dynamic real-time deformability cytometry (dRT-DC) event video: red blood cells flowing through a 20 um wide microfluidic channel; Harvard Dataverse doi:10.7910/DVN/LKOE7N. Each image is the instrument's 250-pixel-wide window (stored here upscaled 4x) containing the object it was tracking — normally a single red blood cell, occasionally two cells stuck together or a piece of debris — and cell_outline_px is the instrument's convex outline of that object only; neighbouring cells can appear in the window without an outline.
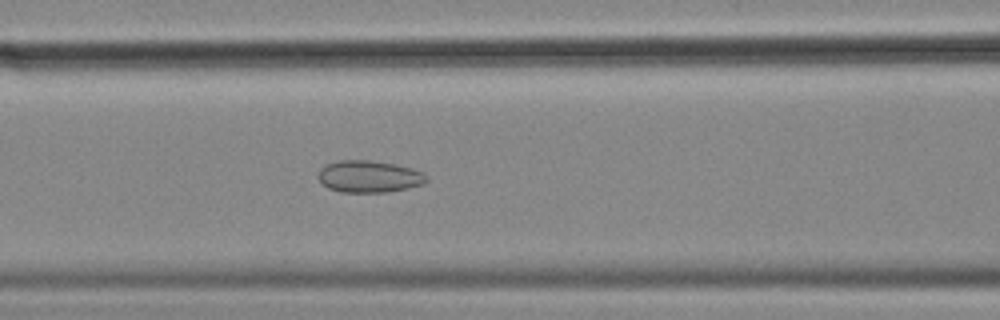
{"species": "common noctule bat (a hibernating species)", "species_latin": "Nyctalus noctula", "temperature_condition": "cold", "stored_images_in_passage": 55, "camera_frame_rate_fps": 3000, "um_per_image_px": 0.085, "animal": {"sex": "female", "body_mass_g": 18.4}, "frame": {"image": 1, "passage_image": 22, "time_ms": 7.0, "image_size_px": [1000, 320], "cell_outline_px": [[428, 180], [424, 184], [408, 188], [384, 192], [344, 192], [328, 188], [320, 180], [320, 168], [328, 164], [340, 160], [368, 160], [392, 164], [412, 168], [424, 172], [428, 176]], "centroid_in_image_um": [31.43, 15.0], "position_along_channel_um": 135.2, "area_um2": 19.94}}
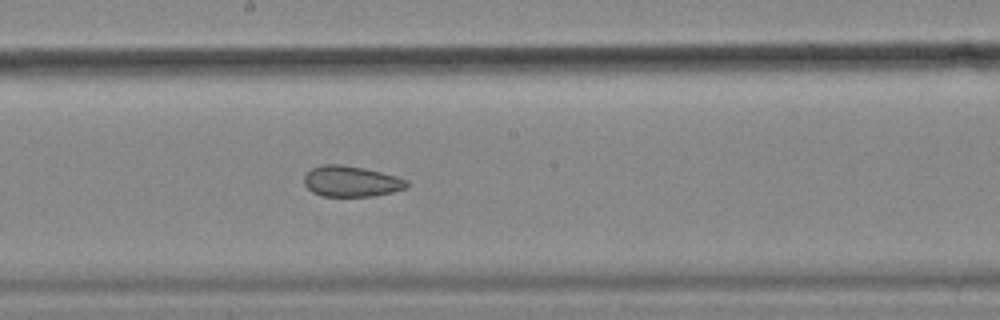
{"frame": {"image": 2, "passage_image": 29, "time_ms": 9.333, "image_size_px": [1000, 320], "cell_outline_px": [[408, 188], [392, 192], [372, 196], [324, 196], [312, 192], [304, 184], [304, 176], [312, 168], [324, 164], [340, 164], [364, 168], [396, 176], [408, 180]], "centroid_in_image_um": [29.86, 15.41], "position_along_channel_um": 218.3, "area_um2": 18.38}}
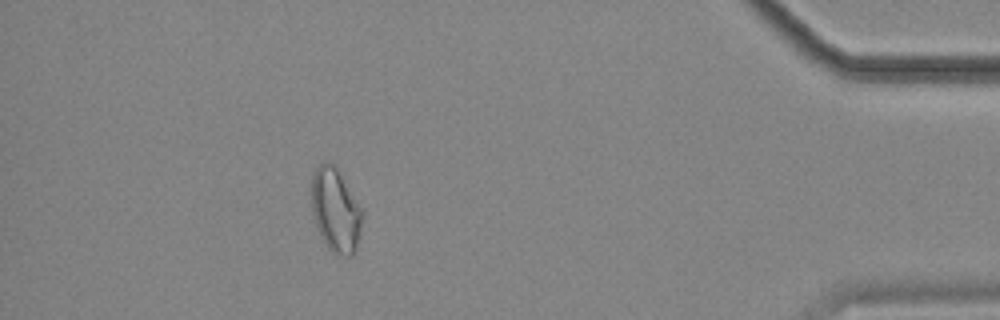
{"frame": {"image": 3, "passage_image": 49, "time_ms": 16.0, "image_size_px": [1000, 320], "cell_outline_px": [[360, 228], [356, 248], [352, 256], [348, 256], [332, 252], [324, 244], [316, 228], [312, 212], [312, 176], [316, 168], [320, 164], [328, 160], [336, 164], [360, 208]], "centroid_in_image_um": [28.47, 17.84], "position_along_channel_um": 406.7, "area_um2": 24.51}, "authors_computed_cell_mechanics": {"area_um2": 22.4842, "velocity_mm_per_s": 3.5811, "shape_relaxation_time_tau1_ms": null, "shape_relaxation_time_tau2_ms": 3.3652, "deformation_change_tau1": null, "deformation_change_tau2": 0.1004}}